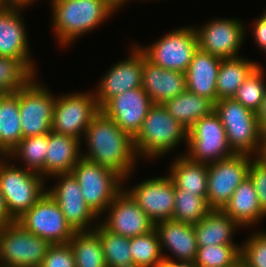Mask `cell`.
<instances>
[{"mask_svg": "<svg viewBox=\"0 0 266 267\" xmlns=\"http://www.w3.org/2000/svg\"><path fill=\"white\" fill-rule=\"evenodd\" d=\"M83 138L87 151H81L82 157L117 173L126 184L139 160L133 138L101 109L92 118Z\"/></svg>", "mask_w": 266, "mask_h": 267, "instance_id": "obj_1", "label": "cell"}, {"mask_svg": "<svg viewBox=\"0 0 266 267\" xmlns=\"http://www.w3.org/2000/svg\"><path fill=\"white\" fill-rule=\"evenodd\" d=\"M52 31L63 48L116 13L105 0H50Z\"/></svg>", "mask_w": 266, "mask_h": 267, "instance_id": "obj_2", "label": "cell"}, {"mask_svg": "<svg viewBox=\"0 0 266 267\" xmlns=\"http://www.w3.org/2000/svg\"><path fill=\"white\" fill-rule=\"evenodd\" d=\"M181 142L187 146V129L169 115L162 104H153L133 138L137 157L150 162L167 156Z\"/></svg>", "mask_w": 266, "mask_h": 267, "instance_id": "obj_3", "label": "cell"}, {"mask_svg": "<svg viewBox=\"0 0 266 267\" xmlns=\"http://www.w3.org/2000/svg\"><path fill=\"white\" fill-rule=\"evenodd\" d=\"M10 161L0 157V190L9 216L16 221L47 192V181L41 174Z\"/></svg>", "mask_w": 266, "mask_h": 267, "instance_id": "obj_4", "label": "cell"}, {"mask_svg": "<svg viewBox=\"0 0 266 267\" xmlns=\"http://www.w3.org/2000/svg\"><path fill=\"white\" fill-rule=\"evenodd\" d=\"M77 179L87 206L99 218L124 189V179L112 170L83 157L71 172Z\"/></svg>", "mask_w": 266, "mask_h": 267, "instance_id": "obj_5", "label": "cell"}, {"mask_svg": "<svg viewBox=\"0 0 266 267\" xmlns=\"http://www.w3.org/2000/svg\"><path fill=\"white\" fill-rule=\"evenodd\" d=\"M152 64L167 70L185 73L198 46V37L193 26L179 27L143 46L136 44Z\"/></svg>", "mask_w": 266, "mask_h": 267, "instance_id": "obj_6", "label": "cell"}, {"mask_svg": "<svg viewBox=\"0 0 266 267\" xmlns=\"http://www.w3.org/2000/svg\"><path fill=\"white\" fill-rule=\"evenodd\" d=\"M187 147L183 154L201 164L209 165L235 155L229 146L225 128L214 110L187 130Z\"/></svg>", "mask_w": 266, "mask_h": 267, "instance_id": "obj_7", "label": "cell"}, {"mask_svg": "<svg viewBox=\"0 0 266 267\" xmlns=\"http://www.w3.org/2000/svg\"><path fill=\"white\" fill-rule=\"evenodd\" d=\"M52 244L16 221L0 228V267H40Z\"/></svg>", "mask_w": 266, "mask_h": 267, "instance_id": "obj_8", "label": "cell"}, {"mask_svg": "<svg viewBox=\"0 0 266 267\" xmlns=\"http://www.w3.org/2000/svg\"><path fill=\"white\" fill-rule=\"evenodd\" d=\"M36 79L34 77L25 87L19 90V110L23 138L44 135L52 130L57 95L52 94L45 84L35 81Z\"/></svg>", "mask_w": 266, "mask_h": 267, "instance_id": "obj_9", "label": "cell"}, {"mask_svg": "<svg viewBox=\"0 0 266 267\" xmlns=\"http://www.w3.org/2000/svg\"><path fill=\"white\" fill-rule=\"evenodd\" d=\"M93 92L83 91L57 95L52 131L82 141L92 118L100 110Z\"/></svg>", "mask_w": 266, "mask_h": 267, "instance_id": "obj_10", "label": "cell"}, {"mask_svg": "<svg viewBox=\"0 0 266 267\" xmlns=\"http://www.w3.org/2000/svg\"><path fill=\"white\" fill-rule=\"evenodd\" d=\"M16 222L25 230L49 241L52 245L67 244L76 233L65 219L58 203L48 192Z\"/></svg>", "mask_w": 266, "mask_h": 267, "instance_id": "obj_11", "label": "cell"}, {"mask_svg": "<svg viewBox=\"0 0 266 267\" xmlns=\"http://www.w3.org/2000/svg\"><path fill=\"white\" fill-rule=\"evenodd\" d=\"M254 157L235 154L208 165L207 203L211 209H220L229 202L236 187L248 177Z\"/></svg>", "mask_w": 266, "mask_h": 267, "instance_id": "obj_12", "label": "cell"}, {"mask_svg": "<svg viewBox=\"0 0 266 267\" xmlns=\"http://www.w3.org/2000/svg\"><path fill=\"white\" fill-rule=\"evenodd\" d=\"M231 18L210 19L201 27L193 25L199 48L222 59L240 57L247 28L240 19Z\"/></svg>", "mask_w": 266, "mask_h": 267, "instance_id": "obj_13", "label": "cell"}, {"mask_svg": "<svg viewBox=\"0 0 266 267\" xmlns=\"http://www.w3.org/2000/svg\"><path fill=\"white\" fill-rule=\"evenodd\" d=\"M50 178L56 179L57 184L47 189V192L58 203L65 219L71 227L76 232L93 231L98 225L97 223H99L97 222L98 217L87 206L82 196L79 183L73 174H56ZM90 224L93 225L91 226Z\"/></svg>", "mask_w": 266, "mask_h": 267, "instance_id": "obj_14", "label": "cell"}, {"mask_svg": "<svg viewBox=\"0 0 266 267\" xmlns=\"http://www.w3.org/2000/svg\"><path fill=\"white\" fill-rule=\"evenodd\" d=\"M131 47L129 57L111 65L98 82L94 93L100 109L114 96L142 87L143 52L136 44Z\"/></svg>", "mask_w": 266, "mask_h": 267, "instance_id": "obj_15", "label": "cell"}, {"mask_svg": "<svg viewBox=\"0 0 266 267\" xmlns=\"http://www.w3.org/2000/svg\"><path fill=\"white\" fill-rule=\"evenodd\" d=\"M100 217V223L110 232L133 238L147 234L155 228V223L141 209L131 195L123 189Z\"/></svg>", "mask_w": 266, "mask_h": 267, "instance_id": "obj_16", "label": "cell"}, {"mask_svg": "<svg viewBox=\"0 0 266 267\" xmlns=\"http://www.w3.org/2000/svg\"><path fill=\"white\" fill-rule=\"evenodd\" d=\"M126 188L124 185V189L154 223L172 220L175 186L168 175L152 177Z\"/></svg>", "mask_w": 266, "mask_h": 267, "instance_id": "obj_17", "label": "cell"}, {"mask_svg": "<svg viewBox=\"0 0 266 267\" xmlns=\"http://www.w3.org/2000/svg\"><path fill=\"white\" fill-rule=\"evenodd\" d=\"M153 104L147 92L139 87L114 96L101 110L134 138Z\"/></svg>", "mask_w": 266, "mask_h": 267, "instance_id": "obj_18", "label": "cell"}, {"mask_svg": "<svg viewBox=\"0 0 266 267\" xmlns=\"http://www.w3.org/2000/svg\"><path fill=\"white\" fill-rule=\"evenodd\" d=\"M24 9L15 6L0 9V56L21 59L37 74L36 63L31 57L26 23L21 16Z\"/></svg>", "mask_w": 266, "mask_h": 267, "instance_id": "obj_19", "label": "cell"}, {"mask_svg": "<svg viewBox=\"0 0 266 267\" xmlns=\"http://www.w3.org/2000/svg\"><path fill=\"white\" fill-rule=\"evenodd\" d=\"M163 258L176 261H195L198 245L193 225L174 220H162L155 223ZM164 249L171 256L164 254Z\"/></svg>", "mask_w": 266, "mask_h": 267, "instance_id": "obj_20", "label": "cell"}, {"mask_svg": "<svg viewBox=\"0 0 266 267\" xmlns=\"http://www.w3.org/2000/svg\"><path fill=\"white\" fill-rule=\"evenodd\" d=\"M142 88L154 104L163 105L187 90L186 75L154 65L143 54Z\"/></svg>", "mask_w": 266, "mask_h": 267, "instance_id": "obj_21", "label": "cell"}, {"mask_svg": "<svg viewBox=\"0 0 266 267\" xmlns=\"http://www.w3.org/2000/svg\"><path fill=\"white\" fill-rule=\"evenodd\" d=\"M221 61L222 58L198 48L185 72L187 90L215 104L216 81Z\"/></svg>", "mask_w": 266, "mask_h": 267, "instance_id": "obj_22", "label": "cell"}, {"mask_svg": "<svg viewBox=\"0 0 266 267\" xmlns=\"http://www.w3.org/2000/svg\"><path fill=\"white\" fill-rule=\"evenodd\" d=\"M82 141L74 137L48 133V145L45 157V179L56 174L71 173L73 167L82 158ZM81 149V150H80Z\"/></svg>", "mask_w": 266, "mask_h": 267, "instance_id": "obj_23", "label": "cell"}, {"mask_svg": "<svg viewBox=\"0 0 266 267\" xmlns=\"http://www.w3.org/2000/svg\"><path fill=\"white\" fill-rule=\"evenodd\" d=\"M222 210L242 228L256 226V224H260V220L262 221L266 217L249 176L236 187L229 202Z\"/></svg>", "mask_w": 266, "mask_h": 267, "instance_id": "obj_24", "label": "cell"}, {"mask_svg": "<svg viewBox=\"0 0 266 267\" xmlns=\"http://www.w3.org/2000/svg\"><path fill=\"white\" fill-rule=\"evenodd\" d=\"M198 247L208 245H238L233 237L241 226L223 210L212 209L203 219L193 225ZM236 243V244H235Z\"/></svg>", "mask_w": 266, "mask_h": 267, "instance_id": "obj_25", "label": "cell"}, {"mask_svg": "<svg viewBox=\"0 0 266 267\" xmlns=\"http://www.w3.org/2000/svg\"><path fill=\"white\" fill-rule=\"evenodd\" d=\"M23 138L19 91L0 95V157H7Z\"/></svg>", "mask_w": 266, "mask_h": 267, "instance_id": "obj_26", "label": "cell"}, {"mask_svg": "<svg viewBox=\"0 0 266 267\" xmlns=\"http://www.w3.org/2000/svg\"><path fill=\"white\" fill-rule=\"evenodd\" d=\"M168 171L175 187L207 197V164L194 162L182 153L173 159Z\"/></svg>", "mask_w": 266, "mask_h": 267, "instance_id": "obj_27", "label": "cell"}, {"mask_svg": "<svg viewBox=\"0 0 266 267\" xmlns=\"http://www.w3.org/2000/svg\"><path fill=\"white\" fill-rule=\"evenodd\" d=\"M163 106L168 114L187 130L200 118L209 115L214 110V104L209 99L188 90L166 101Z\"/></svg>", "mask_w": 266, "mask_h": 267, "instance_id": "obj_28", "label": "cell"}, {"mask_svg": "<svg viewBox=\"0 0 266 267\" xmlns=\"http://www.w3.org/2000/svg\"><path fill=\"white\" fill-rule=\"evenodd\" d=\"M256 68V61H251L247 57L222 59L216 81L217 101L233 98L237 89Z\"/></svg>", "mask_w": 266, "mask_h": 267, "instance_id": "obj_29", "label": "cell"}, {"mask_svg": "<svg viewBox=\"0 0 266 267\" xmlns=\"http://www.w3.org/2000/svg\"><path fill=\"white\" fill-rule=\"evenodd\" d=\"M229 146L235 154L256 157L260 148L258 121L222 122Z\"/></svg>", "mask_w": 266, "mask_h": 267, "instance_id": "obj_30", "label": "cell"}, {"mask_svg": "<svg viewBox=\"0 0 266 267\" xmlns=\"http://www.w3.org/2000/svg\"><path fill=\"white\" fill-rule=\"evenodd\" d=\"M48 145V133L39 136L22 138L9 153L8 159L18 158L21 167L41 174L45 178V157Z\"/></svg>", "mask_w": 266, "mask_h": 267, "instance_id": "obj_31", "label": "cell"}, {"mask_svg": "<svg viewBox=\"0 0 266 267\" xmlns=\"http://www.w3.org/2000/svg\"><path fill=\"white\" fill-rule=\"evenodd\" d=\"M93 231L99 236L107 267H134L130 238L107 230L99 220Z\"/></svg>", "mask_w": 266, "mask_h": 267, "instance_id": "obj_32", "label": "cell"}, {"mask_svg": "<svg viewBox=\"0 0 266 267\" xmlns=\"http://www.w3.org/2000/svg\"><path fill=\"white\" fill-rule=\"evenodd\" d=\"M68 243L73 249L76 267H107L101 240L94 231L76 232Z\"/></svg>", "mask_w": 266, "mask_h": 267, "instance_id": "obj_33", "label": "cell"}, {"mask_svg": "<svg viewBox=\"0 0 266 267\" xmlns=\"http://www.w3.org/2000/svg\"><path fill=\"white\" fill-rule=\"evenodd\" d=\"M211 210L206 197H201L198 194L190 193L184 189L175 187L172 220L195 225Z\"/></svg>", "mask_w": 266, "mask_h": 267, "instance_id": "obj_34", "label": "cell"}, {"mask_svg": "<svg viewBox=\"0 0 266 267\" xmlns=\"http://www.w3.org/2000/svg\"><path fill=\"white\" fill-rule=\"evenodd\" d=\"M130 249L134 267H161L164 258L155 228L147 234L130 238Z\"/></svg>", "mask_w": 266, "mask_h": 267, "instance_id": "obj_35", "label": "cell"}, {"mask_svg": "<svg viewBox=\"0 0 266 267\" xmlns=\"http://www.w3.org/2000/svg\"><path fill=\"white\" fill-rule=\"evenodd\" d=\"M36 74L21 60L0 56V93H16Z\"/></svg>", "mask_w": 266, "mask_h": 267, "instance_id": "obj_36", "label": "cell"}, {"mask_svg": "<svg viewBox=\"0 0 266 267\" xmlns=\"http://www.w3.org/2000/svg\"><path fill=\"white\" fill-rule=\"evenodd\" d=\"M241 245H208L198 247L197 267H240Z\"/></svg>", "mask_w": 266, "mask_h": 267, "instance_id": "obj_37", "label": "cell"}, {"mask_svg": "<svg viewBox=\"0 0 266 267\" xmlns=\"http://www.w3.org/2000/svg\"><path fill=\"white\" fill-rule=\"evenodd\" d=\"M262 65L257 63V68L237 89L233 99L242 104L245 108L256 113L266 94L265 71Z\"/></svg>", "mask_w": 266, "mask_h": 267, "instance_id": "obj_38", "label": "cell"}, {"mask_svg": "<svg viewBox=\"0 0 266 267\" xmlns=\"http://www.w3.org/2000/svg\"><path fill=\"white\" fill-rule=\"evenodd\" d=\"M243 244V245H242ZM241 244L240 267H266V232L252 233Z\"/></svg>", "mask_w": 266, "mask_h": 267, "instance_id": "obj_39", "label": "cell"}, {"mask_svg": "<svg viewBox=\"0 0 266 267\" xmlns=\"http://www.w3.org/2000/svg\"><path fill=\"white\" fill-rule=\"evenodd\" d=\"M214 112L221 122L258 121L256 113L245 108L233 98H224L215 102Z\"/></svg>", "mask_w": 266, "mask_h": 267, "instance_id": "obj_40", "label": "cell"}, {"mask_svg": "<svg viewBox=\"0 0 266 267\" xmlns=\"http://www.w3.org/2000/svg\"><path fill=\"white\" fill-rule=\"evenodd\" d=\"M40 267H76L75 256L70 244L52 245Z\"/></svg>", "mask_w": 266, "mask_h": 267, "instance_id": "obj_41", "label": "cell"}, {"mask_svg": "<svg viewBox=\"0 0 266 267\" xmlns=\"http://www.w3.org/2000/svg\"><path fill=\"white\" fill-rule=\"evenodd\" d=\"M248 176L251 178L262 210L266 213V166L256 157L252 159Z\"/></svg>", "mask_w": 266, "mask_h": 267, "instance_id": "obj_42", "label": "cell"}, {"mask_svg": "<svg viewBox=\"0 0 266 267\" xmlns=\"http://www.w3.org/2000/svg\"><path fill=\"white\" fill-rule=\"evenodd\" d=\"M252 26L254 42L260 49V51H266V10L263 11L261 16L258 19L253 21Z\"/></svg>", "mask_w": 266, "mask_h": 267, "instance_id": "obj_43", "label": "cell"}, {"mask_svg": "<svg viewBox=\"0 0 266 267\" xmlns=\"http://www.w3.org/2000/svg\"><path fill=\"white\" fill-rule=\"evenodd\" d=\"M12 222H14V220L8 214L3 193L0 190V228Z\"/></svg>", "mask_w": 266, "mask_h": 267, "instance_id": "obj_44", "label": "cell"}, {"mask_svg": "<svg viewBox=\"0 0 266 267\" xmlns=\"http://www.w3.org/2000/svg\"><path fill=\"white\" fill-rule=\"evenodd\" d=\"M161 267H197L194 261H176L164 259Z\"/></svg>", "mask_w": 266, "mask_h": 267, "instance_id": "obj_45", "label": "cell"}, {"mask_svg": "<svg viewBox=\"0 0 266 267\" xmlns=\"http://www.w3.org/2000/svg\"><path fill=\"white\" fill-rule=\"evenodd\" d=\"M6 6L24 7L33 5L37 3L38 0H3ZM37 1V2H36Z\"/></svg>", "mask_w": 266, "mask_h": 267, "instance_id": "obj_46", "label": "cell"}, {"mask_svg": "<svg viewBox=\"0 0 266 267\" xmlns=\"http://www.w3.org/2000/svg\"><path fill=\"white\" fill-rule=\"evenodd\" d=\"M256 117L259 123V126L266 121V94L260 104L258 111L256 112Z\"/></svg>", "mask_w": 266, "mask_h": 267, "instance_id": "obj_47", "label": "cell"}, {"mask_svg": "<svg viewBox=\"0 0 266 267\" xmlns=\"http://www.w3.org/2000/svg\"><path fill=\"white\" fill-rule=\"evenodd\" d=\"M114 10H119L121 7L130 0H105ZM134 1V0H133Z\"/></svg>", "mask_w": 266, "mask_h": 267, "instance_id": "obj_48", "label": "cell"}, {"mask_svg": "<svg viewBox=\"0 0 266 267\" xmlns=\"http://www.w3.org/2000/svg\"><path fill=\"white\" fill-rule=\"evenodd\" d=\"M256 158L266 166V145H260Z\"/></svg>", "mask_w": 266, "mask_h": 267, "instance_id": "obj_49", "label": "cell"}, {"mask_svg": "<svg viewBox=\"0 0 266 267\" xmlns=\"http://www.w3.org/2000/svg\"><path fill=\"white\" fill-rule=\"evenodd\" d=\"M260 145H266V121L260 125Z\"/></svg>", "mask_w": 266, "mask_h": 267, "instance_id": "obj_50", "label": "cell"}, {"mask_svg": "<svg viewBox=\"0 0 266 267\" xmlns=\"http://www.w3.org/2000/svg\"><path fill=\"white\" fill-rule=\"evenodd\" d=\"M4 7H6L4 1H3V0H0V9H1V8H4Z\"/></svg>", "mask_w": 266, "mask_h": 267, "instance_id": "obj_51", "label": "cell"}]
</instances>
